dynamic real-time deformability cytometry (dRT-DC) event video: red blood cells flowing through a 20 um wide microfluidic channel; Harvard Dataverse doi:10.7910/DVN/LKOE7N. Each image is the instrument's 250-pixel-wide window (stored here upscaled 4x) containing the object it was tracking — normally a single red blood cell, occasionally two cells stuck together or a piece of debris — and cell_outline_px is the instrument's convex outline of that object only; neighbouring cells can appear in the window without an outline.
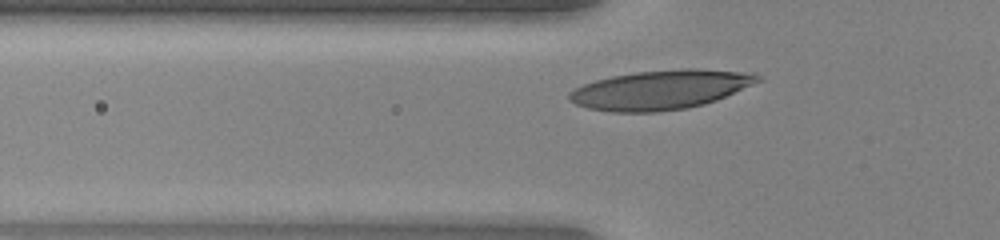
{"species": "human", "species_latin": "Homo sapiens", "temperature_condition": "warm", "stored_images_in_passage": 31, "camera_frame_rate_fps": 3000, "um_per_image_px": 0.085, "donor": {"sex": "female"}, "frame": {"image": 1, "passage_image": 6, "time_ms": 1.667, "image_size_px": [1000, 240], "cell_outline_px": [[756, 80], [724, 96], [700, 104], [684, 108], [652, 112], [616, 112], [592, 108], [576, 104], [568, 96], [576, 88], [600, 80], [616, 76], [640, 72], [732, 72], [756, 76]], "centroid_in_image_um": [55.93, 7.7], "position_along_channel_um": 69.9, "area_um2": 39.19}}
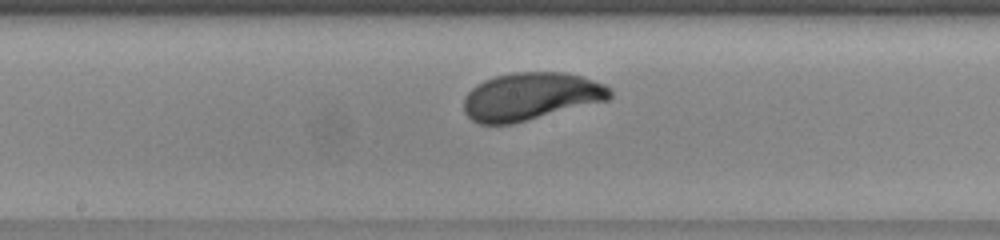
{"frame": {"image": 2, "passage_image": 16, "time_ms": 5.0, "image_size_px": [1000, 240], "cell_outline_px": [[612, 96], [608, 100], [508, 124], [480, 124], [472, 120], [468, 116], [464, 108], [464, 100], [468, 92], [472, 88], [488, 80], [500, 76], [524, 72], [556, 72], [580, 76], [600, 84], [608, 88], [612, 92]], "centroid_in_image_um": [45.1, 8.21], "position_along_channel_um": 203.1, "area_um2": 39.25}}
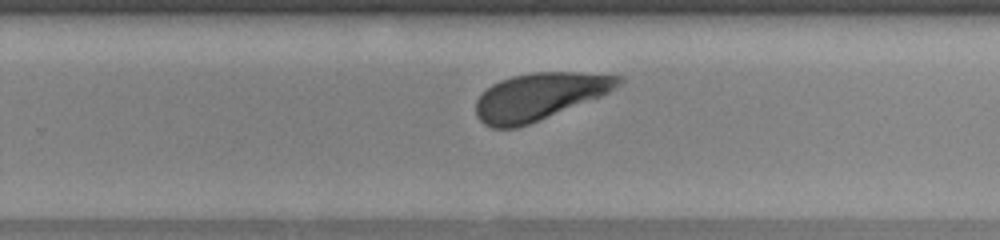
{"frame": {"image": 3, "passage_image": 22, "time_ms": 7.0, "image_size_px": [1000, 240], "cell_outline_px": [[620, 80], [616, 84], [604, 92], [596, 96], [528, 124], [512, 128], [496, 128], [480, 120], [476, 112], [476, 104], [480, 96], [492, 84], [516, 76], [536, 72], [568, 72], [620, 76]], "centroid_in_image_um": [45.73, 8.19], "position_along_channel_um": 284.1, "area_um2": 36.82}, "authors_computed_cell_mechanics": {"area_um2": 38.148, "velocity_mm_per_s": 4.0566, "shape_relaxation_time_tau1_ms": 2.2794, "shape_relaxation_time_tau2_ms": null, "deformation_change_tau1": 0.1603, "deformation_change_tau2": null}}